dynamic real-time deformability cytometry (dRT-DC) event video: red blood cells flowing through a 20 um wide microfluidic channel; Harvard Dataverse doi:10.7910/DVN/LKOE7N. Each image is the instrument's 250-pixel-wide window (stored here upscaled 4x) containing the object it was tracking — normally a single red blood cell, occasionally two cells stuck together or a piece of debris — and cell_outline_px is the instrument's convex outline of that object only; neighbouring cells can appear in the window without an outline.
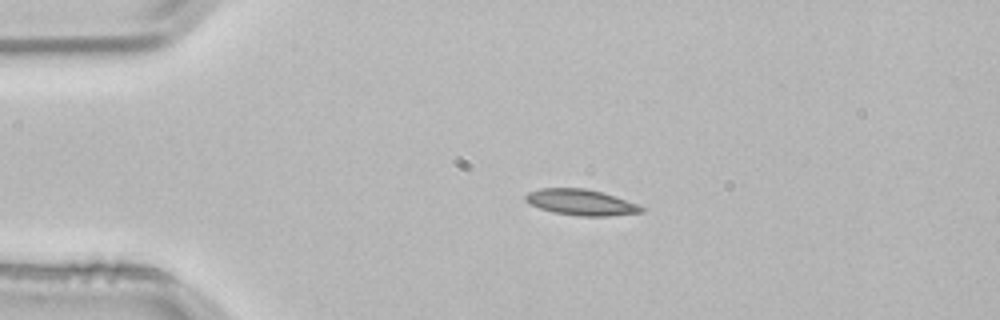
{"species": "common noctule bat (a hibernating species)", "species_latin": "Nyctalus noctula", "temperature_condition": "room temperature", "stored_images_in_passage": 3, "camera_frame_rate_fps": 3000, "um_per_image_px": 0.085, "animal": {"sex": "male", "body_mass_g": 21.5, "forearm_length_mm": 52.0}, "frame": {"image": 1, "passage_image": 2, "time_ms": 0.333, "image_size_px": [1000, 320], "cell_outline_px": [[644, 212], [608, 216], [580, 216], [552, 212], [540, 208], [524, 200], [524, 196], [528, 192], [540, 188], [584, 188], [600, 192], [636, 204], [644, 208]], "centroid_in_image_um": [49.33, 17.2], "position_along_channel_um": 35.7, "area_um2": 17.22}}